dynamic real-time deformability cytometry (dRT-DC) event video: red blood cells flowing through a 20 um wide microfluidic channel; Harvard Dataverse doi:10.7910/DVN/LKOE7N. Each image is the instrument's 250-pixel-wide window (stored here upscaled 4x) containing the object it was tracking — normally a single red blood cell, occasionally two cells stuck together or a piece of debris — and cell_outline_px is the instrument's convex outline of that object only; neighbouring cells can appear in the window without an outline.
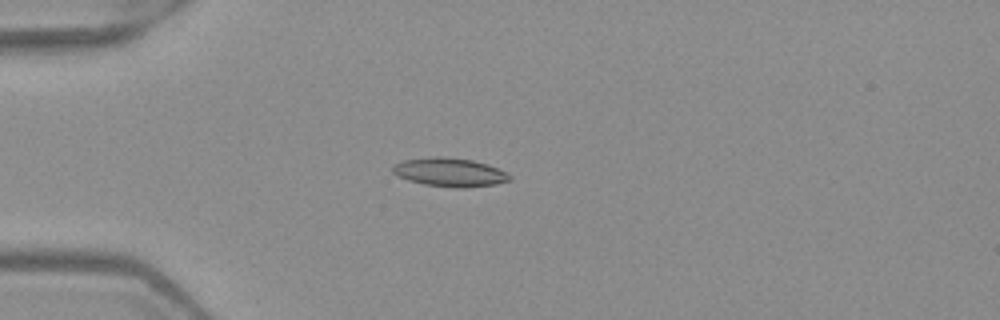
{"species": "Egyptian fruit bat (a non-hibernating species)", "species_latin": "Rousettus aegyptiacus", "temperature_condition": "warm", "stored_images_in_passage": 4, "camera_frame_rate_fps": 3000, "um_per_image_px": 0.085, "frame": {"image": 1, "passage_image": 4, "time_ms": 1.0, "image_size_px": [1000, 320], "cell_outline_px": [[512, 180], [496, 184], [460, 188], [456, 188], [424, 184], [408, 180], [392, 172], [392, 164], [404, 160], [432, 156], [444, 156], [472, 160], [508, 172], [512, 176]], "centroid_in_image_um": [38.22, 14.63], "position_along_channel_um": 46.8, "area_um2": 19.54}}